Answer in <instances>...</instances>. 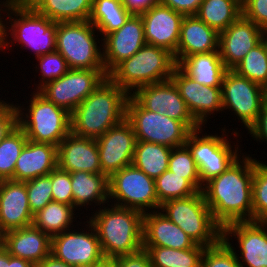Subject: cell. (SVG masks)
<instances>
[{"label":"cell","instance_id":"1","mask_svg":"<svg viewBox=\"0 0 267 267\" xmlns=\"http://www.w3.org/2000/svg\"><path fill=\"white\" fill-rule=\"evenodd\" d=\"M244 154L202 188L205 202L222 228L233 222L253 221L254 158Z\"/></svg>","mask_w":267,"mask_h":267},{"label":"cell","instance_id":"2","mask_svg":"<svg viewBox=\"0 0 267 267\" xmlns=\"http://www.w3.org/2000/svg\"><path fill=\"white\" fill-rule=\"evenodd\" d=\"M129 94L106 77L70 114L71 133L96 139L126 118Z\"/></svg>","mask_w":267,"mask_h":267},{"label":"cell","instance_id":"3","mask_svg":"<svg viewBox=\"0 0 267 267\" xmlns=\"http://www.w3.org/2000/svg\"><path fill=\"white\" fill-rule=\"evenodd\" d=\"M94 212L86 217L96 230L105 258L133 254L143 248L142 212L110 203Z\"/></svg>","mask_w":267,"mask_h":267},{"label":"cell","instance_id":"4","mask_svg":"<svg viewBox=\"0 0 267 267\" xmlns=\"http://www.w3.org/2000/svg\"><path fill=\"white\" fill-rule=\"evenodd\" d=\"M56 31L57 22L42 16L29 4H10L6 11L5 32L0 43V52L4 53V50L12 48L11 43L13 47L18 43L16 46L21 44L24 49H31L34 58L52 53L56 51Z\"/></svg>","mask_w":267,"mask_h":267},{"label":"cell","instance_id":"5","mask_svg":"<svg viewBox=\"0 0 267 267\" xmlns=\"http://www.w3.org/2000/svg\"><path fill=\"white\" fill-rule=\"evenodd\" d=\"M176 66L170 51L146 43L129 59L119 63L108 77L131 95L139 87L171 79Z\"/></svg>","mask_w":267,"mask_h":267},{"label":"cell","instance_id":"6","mask_svg":"<svg viewBox=\"0 0 267 267\" xmlns=\"http://www.w3.org/2000/svg\"><path fill=\"white\" fill-rule=\"evenodd\" d=\"M30 96L29 103L26 101L27 107L15 104L18 126L25 132L28 140L58 147L71 132L70 113L48 101L38 91L32 92Z\"/></svg>","mask_w":267,"mask_h":267},{"label":"cell","instance_id":"7","mask_svg":"<svg viewBox=\"0 0 267 267\" xmlns=\"http://www.w3.org/2000/svg\"><path fill=\"white\" fill-rule=\"evenodd\" d=\"M159 211L197 245L210 247L222 239V227L214 220L202 191L186 198L167 200L160 205Z\"/></svg>","mask_w":267,"mask_h":267},{"label":"cell","instance_id":"8","mask_svg":"<svg viewBox=\"0 0 267 267\" xmlns=\"http://www.w3.org/2000/svg\"><path fill=\"white\" fill-rule=\"evenodd\" d=\"M98 33L89 21L57 22L56 51L65 58L69 69H105Z\"/></svg>","mask_w":267,"mask_h":267},{"label":"cell","instance_id":"9","mask_svg":"<svg viewBox=\"0 0 267 267\" xmlns=\"http://www.w3.org/2000/svg\"><path fill=\"white\" fill-rule=\"evenodd\" d=\"M203 130L205 129L201 126L191 131L185 142L198 167L202 185L225 172L241 156L243 148L239 143L236 145L233 143L235 147L232 146L230 141L232 138L228 137L229 131L225 126L219 136L217 133L214 135L210 132L207 134L206 131L203 133Z\"/></svg>","mask_w":267,"mask_h":267},{"label":"cell","instance_id":"10","mask_svg":"<svg viewBox=\"0 0 267 267\" xmlns=\"http://www.w3.org/2000/svg\"><path fill=\"white\" fill-rule=\"evenodd\" d=\"M126 119L131 123L137 141L170 148L185 145L191 132L183 122L143 108L131 95L126 104Z\"/></svg>","mask_w":267,"mask_h":267},{"label":"cell","instance_id":"11","mask_svg":"<svg viewBox=\"0 0 267 267\" xmlns=\"http://www.w3.org/2000/svg\"><path fill=\"white\" fill-rule=\"evenodd\" d=\"M109 203L143 214L157 211L161 205L155 180L133 165L122 168L109 178Z\"/></svg>","mask_w":267,"mask_h":267},{"label":"cell","instance_id":"12","mask_svg":"<svg viewBox=\"0 0 267 267\" xmlns=\"http://www.w3.org/2000/svg\"><path fill=\"white\" fill-rule=\"evenodd\" d=\"M221 94L223 111H233L246 131L256 122L267 101V90L264 87L239 76L233 70H227L224 74Z\"/></svg>","mask_w":267,"mask_h":267},{"label":"cell","instance_id":"13","mask_svg":"<svg viewBox=\"0 0 267 267\" xmlns=\"http://www.w3.org/2000/svg\"><path fill=\"white\" fill-rule=\"evenodd\" d=\"M108 77L105 69H69L38 92L70 114Z\"/></svg>","mask_w":267,"mask_h":267},{"label":"cell","instance_id":"14","mask_svg":"<svg viewBox=\"0 0 267 267\" xmlns=\"http://www.w3.org/2000/svg\"><path fill=\"white\" fill-rule=\"evenodd\" d=\"M85 223L84 230L78 226L79 231L71 228L51 237L56 259L74 267H91L105 258L94 226L88 220Z\"/></svg>","mask_w":267,"mask_h":267},{"label":"cell","instance_id":"15","mask_svg":"<svg viewBox=\"0 0 267 267\" xmlns=\"http://www.w3.org/2000/svg\"><path fill=\"white\" fill-rule=\"evenodd\" d=\"M233 237L236 248L230 242ZM222 239L235 251L241 267H267V226L262 221L227 224L222 228Z\"/></svg>","mask_w":267,"mask_h":267},{"label":"cell","instance_id":"16","mask_svg":"<svg viewBox=\"0 0 267 267\" xmlns=\"http://www.w3.org/2000/svg\"><path fill=\"white\" fill-rule=\"evenodd\" d=\"M131 96L143 108L181 121L191 131L201 127L189 112L186 102L172 79L139 87Z\"/></svg>","mask_w":267,"mask_h":267},{"label":"cell","instance_id":"17","mask_svg":"<svg viewBox=\"0 0 267 267\" xmlns=\"http://www.w3.org/2000/svg\"><path fill=\"white\" fill-rule=\"evenodd\" d=\"M102 174L110 178L124 167L132 165L136 135L125 118L96 138Z\"/></svg>","mask_w":267,"mask_h":267},{"label":"cell","instance_id":"18","mask_svg":"<svg viewBox=\"0 0 267 267\" xmlns=\"http://www.w3.org/2000/svg\"><path fill=\"white\" fill-rule=\"evenodd\" d=\"M171 79L178 87L189 112L195 121L204 126L211 119V114L223 112L221 87L201 85L187 75L178 65L175 67ZM215 112V113H214Z\"/></svg>","mask_w":267,"mask_h":267},{"label":"cell","instance_id":"19","mask_svg":"<svg viewBox=\"0 0 267 267\" xmlns=\"http://www.w3.org/2000/svg\"><path fill=\"white\" fill-rule=\"evenodd\" d=\"M102 41L104 68L108 75L146 44L141 15L132 14L120 29L105 35Z\"/></svg>","mask_w":267,"mask_h":267},{"label":"cell","instance_id":"20","mask_svg":"<svg viewBox=\"0 0 267 267\" xmlns=\"http://www.w3.org/2000/svg\"><path fill=\"white\" fill-rule=\"evenodd\" d=\"M147 44L176 53L184 15L159 2L140 14Z\"/></svg>","mask_w":267,"mask_h":267},{"label":"cell","instance_id":"21","mask_svg":"<svg viewBox=\"0 0 267 267\" xmlns=\"http://www.w3.org/2000/svg\"><path fill=\"white\" fill-rule=\"evenodd\" d=\"M263 30L242 15L219 33L218 51L228 70H232L245 55L262 41Z\"/></svg>","mask_w":267,"mask_h":267},{"label":"cell","instance_id":"22","mask_svg":"<svg viewBox=\"0 0 267 267\" xmlns=\"http://www.w3.org/2000/svg\"><path fill=\"white\" fill-rule=\"evenodd\" d=\"M26 181H0V236L33 223Z\"/></svg>","mask_w":267,"mask_h":267},{"label":"cell","instance_id":"23","mask_svg":"<svg viewBox=\"0 0 267 267\" xmlns=\"http://www.w3.org/2000/svg\"><path fill=\"white\" fill-rule=\"evenodd\" d=\"M58 167L73 173H102L96 139L78 137L71 132L57 147Z\"/></svg>","mask_w":267,"mask_h":267},{"label":"cell","instance_id":"24","mask_svg":"<svg viewBox=\"0 0 267 267\" xmlns=\"http://www.w3.org/2000/svg\"><path fill=\"white\" fill-rule=\"evenodd\" d=\"M0 243L11 256L35 266L51 254V237L33 224L4 233Z\"/></svg>","mask_w":267,"mask_h":267},{"label":"cell","instance_id":"25","mask_svg":"<svg viewBox=\"0 0 267 267\" xmlns=\"http://www.w3.org/2000/svg\"><path fill=\"white\" fill-rule=\"evenodd\" d=\"M219 33L196 15L184 16L180 38L174 54L177 65L193 54L218 51Z\"/></svg>","mask_w":267,"mask_h":267},{"label":"cell","instance_id":"26","mask_svg":"<svg viewBox=\"0 0 267 267\" xmlns=\"http://www.w3.org/2000/svg\"><path fill=\"white\" fill-rule=\"evenodd\" d=\"M196 243L159 210L143 214V246L193 248Z\"/></svg>","mask_w":267,"mask_h":267},{"label":"cell","instance_id":"27","mask_svg":"<svg viewBox=\"0 0 267 267\" xmlns=\"http://www.w3.org/2000/svg\"><path fill=\"white\" fill-rule=\"evenodd\" d=\"M57 166V146L28 140L16 161L14 181L46 176Z\"/></svg>","mask_w":267,"mask_h":267},{"label":"cell","instance_id":"28","mask_svg":"<svg viewBox=\"0 0 267 267\" xmlns=\"http://www.w3.org/2000/svg\"><path fill=\"white\" fill-rule=\"evenodd\" d=\"M70 176L73 206L78 208L77 211H82L83 207L88 209L92 205L101 207L109 203V178L106 175L76 171L70 173Z\"/></svg>","mask_w":267,"mask_h":267},{"label":"cell","instance_id":"29","mask_svg":"<svg viewBox=\"0 0 267 267\" xmlns=\"http://www.w3.org/2000/svg\"><path fill=\"white\" fill-rule=\"evenodd\" d=\"M178 66L201 85L221 87L224 74L228 70L219 51L193 54L184 58Z\"/></svg>","mask_w":267,"mask_h":267},{"label":"cell","instance_id":"30","mask_svg":"<svg viewBox=\"0 0 267 267\" xmlns=\"http://www.w3.org/2000/svg\"><path fill=\"white\" fill-rule=\"evenodd\" d=\"M93 0H31L28 4L54 22L89 21Z\"/></svg>","mask_w":267,"mask_h":267},{"label":"cell","instance_id":"31","mask_svg":"<svg viewBox=\"0 0 267 267\" xmlns=\"http://www.w3.org/2000/svg\"><path fill=\"white\" fill-rule=\"evenodd\" d=\"M76 210L73 205L52 201L34 214L32 224L50 237H53L69 230L71 227H76V224H73L77 220L75 217H78L75 214Z\"/></svg>","mask_w":267,"mask_h":267},{"label":"cell","instance_id":"32","mask_svg":"<svg viewBox=\"0 0 267 267\" xmlns=\"http://www.w3.org/2000/svg\"><path fill=\"white\" fill-rule=\"evenodd\" d=\"M242 15L241 0H203L196 16L215 29L224 31Z\"/></svg>","mask_w":267,"mask_h":267},{"label":"cell","instance_id":"33","mask_svg":"<svg viewBox=\"0 0 267 267\" xmlns=\"http://www.w3.org/2000/svg\"><path fill=\"white\" fill-rule=\"evenodd\" d=\"M171 150L162 144L137 141L132 165L155 180L168 170Z\"/></svg>","mask_w":267,"mask_h":267},{"label":"cell","instance_id":"34","mask_svg":"<svg viewBox=\"0 0 267 267\" xmlns=\"http://www.w3.org/2000/svg\"><path fill=\"white\" fill-rule=\"evenodd\" d=\"M131 15L122 0H93L89 22L95 26L103 38L120 29Z\"/></svg>","mask_w":267,"mask_h":267},{"label":"cell","instance_id":"35","mask_svg":"<svg viewBox=\"0 0 267 267\" xmlns=\"http://www.w3.org/2000/svg\"><path fill=\"white\" fill-rule=\"evenodd\" d=\"M207 247L195 245L188 249H172L160 246H143L150 257L152 267H201Z\"/></svg>","mask_w":267,"mask_h":267},{"label":"cell","instance_id":"36","mask_svg":"<svg viewBox=\"0 0 267 267\" xmlns=\"http://www.w3.org/2000/svg\"><path fill=\"white\" fill-rule=\"evenodd\" d=\"M232 70L267 90V48L265 43L261 41L251 49Z\"/></svg>","mask_w":267,"mask_h":267},{"label":"cell","instance_id":"37","mask_svg":"<svg viewBox=\"0 0 267 267\" xmlns=\"http://www.w3.org/2000/svg\"><path fill=\"white\" fill-rule=\"evenodd\" d=\"M27 141L25 132L17 126L0 142V181L14 180L16 161Z\"/></svg>","mask_w":267,"mask_h":267},{"label":"cell","instance_id":"38","mask_svg":"<svg viewBox=\"0 0 267 267\" xmlns=\"http://www.w3.org/2000/svg\"><path fill=\"white\" fill-rule=\"evenodd\" d=\"M155 187L160 204L170 199L186 198L198 192L184 176H178L169 170L155 179Z\"/></svg>","mask_w":267,"mask_h":267},{"label":"cell","instance_id":"39","mask_svg":"<svg viewBox=\"0 0 267 267\" xmlns=\"http://www.w3.org/2000/svg\"><path fill=\"white\" fill-rule=\"evenodd\" d=\"M168 170L178 176H184L198 191H202L198 167L186 145L172 148Z\"/></svg>","mask_w":267,"mask_h":267},{"label":"cell","instance_id":"40","mask_svg":"<svg viewBox=\"0 0 267 267\" xmlns=\"http://www.w3.org/2000/svg\"><path fill=\"white\" fill-rule=\"evenodd\" d=\"M262 162L254 157L253 221H262L267 216V163Z\"/></svg>","mask_w":267,"mask_h":267},{"label":"cell","instance_id":"41","mask_svg":"<svg viewBox=\"0 0 267 267\" xmlns=\"http://www.w3.org/2000/svg\"><path fill=\"white\" fill-rule=\"evenodd\" d=\"M36 60L39 65H35V72H40L42 79L39 78V83L34 84L35 91H38L46 83L60 78L69 70L65 58L57 51L39 56Z\"/></svg>","mask_w":267,"mask_h":267},{"label":"cell","instance_id":"42","mask_svg":"<svg viewBox=\"0 0 267 267\" xmlns=\"http://www.w3.org/2000/svg\"><path fill=\"white\" fill-rule=\"evenodd\" d=\"M26 189L29 207L34 215L53 201L51 172L46 176L26 181Z\"/></svg>","mask_w":267,"mask_h":267},{"label":"cell","instance_id":"43","mask_svg":"<svg viewBox=\"0 0 267 267\" xmlns=\"http://www.w3.org/2000/svg\"><path fill=\"white\" fill-rule=\"evenodd\" d=\"M201 267H241L235 251L221 239L216 245L207 247L203 253Z\"/></svg>","mask_w":267,"mask_h":267},{"label":"cell","instance_id":"44","mask_svg":"<svg viewBox=\"0 0 267 267\" xmlns=\"http://www.w3.org/2000/svg\"><path fill=\"white\" fill-rule=\"evenodd\" d=\"M53 201L73 205V193L70 172L58 166L51 172Z\"/></svg>","mask_w":267,"mask_h":267},{"label":"cell","instance_id":"45","mask_svg":"<svg viewBox=\"0 0 267 267\" xmlns=\"http://www.w3.org/2000/svg\"><path fill=\"white\" fill-rule=\"evenodd\" d=\"M242 16L262 30L267 29V0H242Z\"/></svg>","mask_w":267,"mask_h":267},{"label":"cell","instance_id":"46","mask_svg":"<svg viewBox=\"0 0 267 267\" xmlns=\"http://www.w3.org/2000/svg\"><path fill=\"white\" fill-rule=\"evenodd\" d=\"M18 126V112L13 101L0 98V142Z\"/></svg>","mask_w":267,"mask_h":267},{"label":"cell","instance_id":"47","mask_svg":"<svg viewBox=\"0 0 267 267\" xmlns=\"http://www.w3.org/2000/svg\"><path fill=\"white\" fill-rule=\"evenodd\" d=\"M116 267H152L150 257L145 249L133 254L115 257Z\"/></svg>","mask_w":267,"mask_h":267},{"label":"cell","instance_id":"48","mask_svg":"<svg viewBox=\"0 0 267 267\" xmlns=\"http://www.w3.org/2000/svg\"><path fill=\"white\" fill-rule=\"evenodd\" d=\"M203 0H159V3L170 7L184 16L196 15Z\"/></svg>","mask_w":267,"mask_h":267},{"label":"cell","instance_id":"49","mask_svg":"<svg viewBox=\"0 0 267 267\" xmlns=\"http://www.w3.org/2000/svg\"><path fill=\"white\" fill-rule=\"evenodd\" d=\"M252 139L267 144V101L263 104L256 122L249 128Z\"/></svg>","mask_w":267,"mask_h":267},{"label":"cell","instance_id":"50","mask_svg":"<svg viewBox=\"0 0 267 267\" xmlns=\"http://www.w3.org/2000/svg\"><path fill=\"white\" fill-rule=\"evenodd\" d=\"M0 267H35L30 261L11 256L0 243Z\"/></svg>","mask_w":267,"mask_h":267},{"label":"cell","instance_id":"51","mask_svg":"<svg viewBox=\"0 0 267 267\" xmlns=\"http://www.w3.org/2000/svg\"><path fill=\"white\" fill-rule=\"evenodd\" d=\"M159 0H122L126 9L135 15H140L156 5Z\"/></svg>","mask_w":267,"mask_h":267},{"label":"cell","instance_id":"52","mask_svg":"<svg viewBox=\"0 0 267 267\" xmlns=\"http://www.w3.org/2000/svg\"><path fill=\"white\" fill-rule=\"evenodd\" d=\"M35 267H74L56 259L52 254L39 262Z\"/></svg>","mask_w":267,"mask_h":267},{"label":"cell","instance_id":"53","mask_svg":"<svg viewBox=\"0 0 267 267\" xmlns=\"http://www.w3.org/2000/svg\"><path fill=\"white\" fill-rule=\"evenodd\" d=\"M9 5L10 4L6 0H3V1L0 0V43L3 39L4 32H5V19H4L5 14L4 13H6ZM3 14H4V16H3Z\"/></svg>","mask_w":267,"mask_h":267},{"label":"cell","instance_id":"54","mask_svg":"<svg viewBox=\"0 0 267 267\" xmlns=\"http://www.w3.org/2000/svg\"><path fill=\"white\" fill-rule=\"evenodd\" d=\"M91 267H116L115 258H104L102 261L92 265Z\"/></svg>","mask_w":267,"mask_h":267},{"label":"cell","instance_id":"55","mask_svg":"<svg viewBox=\"0 0 267 267\" xmlns=\"http://www.w3.org/2000/svg\"><path fill=\"white\" fill-rule=\"evenodd\" d=\"M9 4H28L31 0H6Z\"/></svg>","mask_w":267,"mask_h":267},{"label":"cell","instance_id":"56","mask_svg":"<svg viewBox=\"0 0 267 267\" xmlns=\"http://www.w3.org/2000/svg\"><path fill=\"white\" fill-rule=\"evenodd\" d=\"M262 41L265 43L266 48H267V29L263 30Z\"/></svg>","mask_w":267,"mask_h":267},{"label":"cell","instance_id":"57","mask_svg":"<svg viewBox=\"0 0 267 267\" xmlns=\"http://www.w3.org/2000/svg\"><path fill=\"white\" fill-rule=\"evenodd\" d=\"M262 222L267 226V216L262 220Z\"/></svg>","mask_w":267,"mask_h":267}]
</instances>
